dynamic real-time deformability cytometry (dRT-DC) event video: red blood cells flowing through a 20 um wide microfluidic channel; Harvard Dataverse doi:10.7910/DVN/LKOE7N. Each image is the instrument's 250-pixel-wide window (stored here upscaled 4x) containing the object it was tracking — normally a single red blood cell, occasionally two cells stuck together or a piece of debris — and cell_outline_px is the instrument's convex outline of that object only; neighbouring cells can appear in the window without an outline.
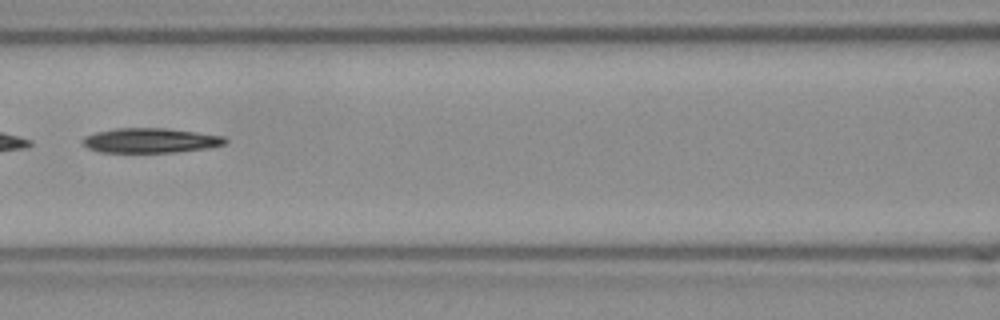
{"species": "Egyptian fruit bat (a non-hibernating species)", "species_latin": "Rousettus aegyptiacus", "temperature_condition": "room temperature", "stored_images_in_passage": 44, "segment_of_instrument_passage": [2, 2], "camera_frame_rate_fps": 3000, "um_per_image_px": 0.085, "frame": {"image": 1, "passage_image": 16, "time_ms": 5.0, "image_size_px": [1000, 320], "cell_outline_px": [[228, 140], [224, 144], [208, 148], [176, 152], [100, 152], [88, 148], [80, 144], [80, 140], [84, 136], [96, 132], [116, 128], [168, 128], [224, 136]], "centroid_in_image_um": [12.75, 11.94], "position_along_channel_um": 153.9, "area_um2": 20.69}}
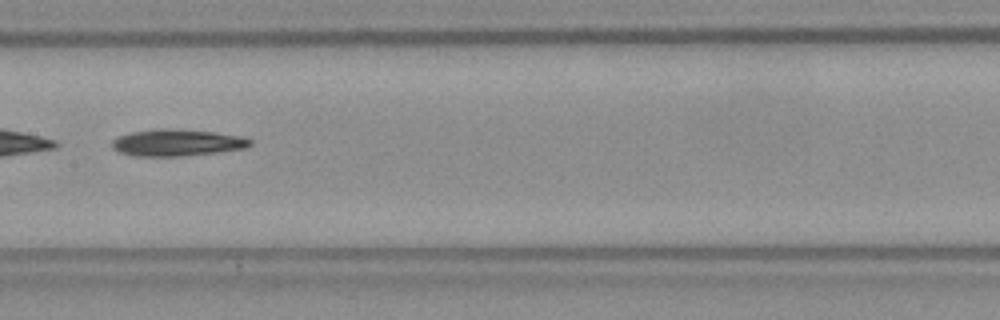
{"frame": {"image": 2, "passage_image": 19, "time_ms": 6.0, "image_size_px": [1000, 320], "cell_outline_px": [[252, 144], [244, 148], [216, 152], [180, 156], [136, 156], [120, 152], [112, 148], [112, 140], [120, 136], [132, 132], [160, 128], [168, 128], [212, 132], [240, 136], [252, 140]], "centroid_in_image_um": [15.03, 12.12], "position_along_channel_um": 192.4, "area_um2": 21.21}}